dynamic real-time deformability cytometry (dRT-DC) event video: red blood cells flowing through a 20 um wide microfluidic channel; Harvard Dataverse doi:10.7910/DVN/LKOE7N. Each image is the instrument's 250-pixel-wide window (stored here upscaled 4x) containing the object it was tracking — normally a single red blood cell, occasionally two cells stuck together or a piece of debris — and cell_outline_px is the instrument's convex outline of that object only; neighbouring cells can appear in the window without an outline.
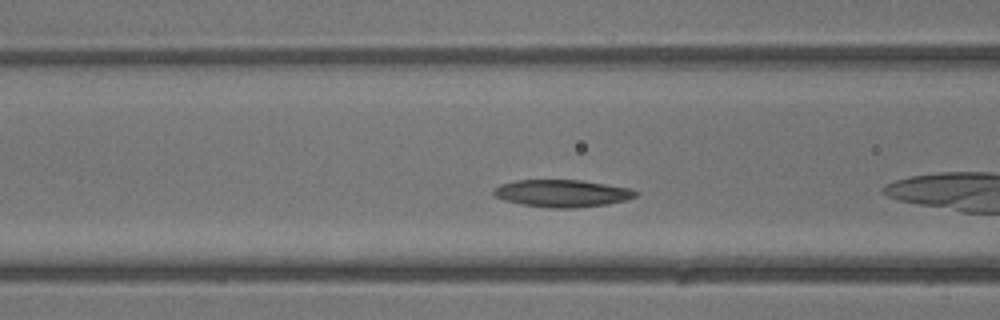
{"species": "common noctule bat (a hibernating species)", "species_latin": "Nyctalus noctula", "temperature_condition": "warm", "stored_images_in_passage": 4, "camera_frame_rate_fps": 3000, "um_per_image_px": 0.085, "animal": {"sex": "male", "body_mass_g": 13.3}, "frame": {"image": 1, "passage_image": 3, "time_ms": 2.333, "image_size_px": [1000, 320], "cell_outline_px": [[640, 192], [636, 196], [628, 200], [608, 204], [576, 208], [556, 208], [524, 204], [504, 200], [492, 196], [492, 192], [500, 184], [516, 180], [580, 180], [632, 188]], "centroid_in_image_um": [47.83, 16.43], "position_along_channel_um": 118.8, "area_um2": 22.66}}